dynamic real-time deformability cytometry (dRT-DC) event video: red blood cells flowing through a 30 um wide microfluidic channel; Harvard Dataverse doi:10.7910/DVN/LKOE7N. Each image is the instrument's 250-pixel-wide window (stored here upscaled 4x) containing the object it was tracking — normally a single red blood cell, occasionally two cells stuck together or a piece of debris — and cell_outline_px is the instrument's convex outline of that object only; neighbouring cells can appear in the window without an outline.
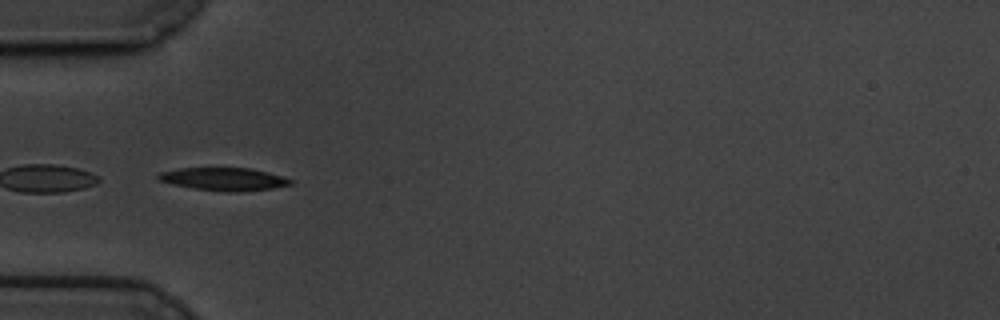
{"species": "common noctule bat (a hibernating species)", "species_latin": "Nyctalus noctula", "temperature_condition": "cold", "stored_images_in_passage": 17, "camera_frame_rate_fps": 3000, "um_per_image_px": 0.085, "animal": {"sex": "male", "body_mass_g": 19.5, "forearm_length_mm": 54.6}, "frame": {"image": 1, "passage_image": 12, "time_ms": 3.667, "image_size_px": [1000, 320], "cell_outline_px": [[292, 184], [272, 188], [236, 192], [224, 192], [192, 188], [172, 184], [160, 180], [156, 176], [160, 172], [180, 168], [252, 168], [284, 176], [292, 180]], "centroid_in_image_um": [19.04, 15.22], "position_along_channel_um": 66.0, "area_um2": 17.63}}